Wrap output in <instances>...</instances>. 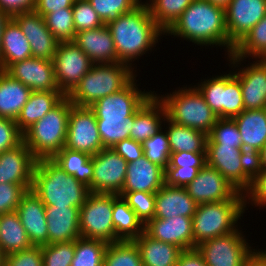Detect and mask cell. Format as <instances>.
<instances>
[{
	"instance_id": "64",
	"label": "cell",
	"mask_w": 266,
	"mask_h": 266,
	"mask_svg": "<svg viewBox=\"0 0 266 266\" xmlns=\"http://www.w3.org/2000/svg\"><path fill=\"white\" fill-rule=\"evenodd\" d=\"M207 1L225 9L231 0H207Z\"/></svg>"
},
{
	"instance_id": "2",
	"label": "cell",
	"mask_w": 266,
	"mask_h": 266,
	"mask_svg": "<svg viewBox=\"0 0 266 266\" xmlns=\"http://www.w3.org/2000/svg\"><path fill=\"white\" fill-rule=\"evenodd\" d=\"M117 53V62L128 64L152 50L165 32L152 18L148 6L141 2L132 11L107 24ZM150 49V50H149Z\"/></svg>"
},
{
	"instance_id": "40",
	"label": "cell",
	"mask_w": 266,
	"mask_h": 266,
	"mask_svg": "<svg viewBox=\"0 0 266 266\" xmlns=\"http://www.w3.org/2000/svg\"><path fill=\"white\" fill-rule=\"evenodd\" d=\"M103 266H143L139 249L133 240L109 243Z\"/></svg>"
},
{
	"instance_id": "17",
	"label": "cell",
	"mask_w": 266,
	"mask_h": 266,
	"mask_svg": "<svg viewBox=\"0 0 266 266\" xmlns=\"http://www.w3.org/2000/svg\"><path fill=\"white\" fill-rule=\"evenodd\" d=\"M5 72L32 91H59L53 60L30 57L11 64Z\"/></svg>"
},
{
	"instance_id": "15",
	"label": "cell",
	"mask_w": 266,
	"mask_h": 266,
	"mask_svg": "<svg viewBox=\"0 0 266 266\" xmlns=\"http://www.w3.org/2000/svg\"><path fill=\"white\" fill-rule=\"evenodd\" d=\"M266 14V0H231L225 8L228 40L236 46Z\"/></svg>"
},
{
	"instance_id": "39",
	"label": "cell",
	"mask_w": 266,
	"mask_h": 266,
	"mask_svg": "<svg viewBox=\"0 0 266 266\" xmlns=\"http://www.w3.org/2000/svg\"><path fill=\"white\" fill-rule=\"evenodd\" d=\"M136 111L125 118L97 119L100 139L104 148H113L118 142L130 138Z\"/></svg>"
},
{
	"instance_id": "27",
	"label": "cell",
	"mask_w": 266,
	"mask_h": 266,
	"mask_svg": "<svg viewBox=\"0 0 266 266\" xmlns=\"http://www.w3.org/2000/svg\"><path fill=\"white\" fill-rule=\"evenodd\" d=\"M241 148L206 146V164L216 169L234 188L242 193Z\"/></svg>"
},
{
	"instance_id": "26",
	"label": "cell",
	"mask_w": 266,
	"mask_h": 266,
	"mask_svg": "<svg viewBox=\"0 0 266 266\" xmlns=\"http://www.w3.org/2000/svg\"><path fill=\"white\" fill-rule=\"evenodd\" d=\"M198 204L188 194L186 188L163 185L156 193L153 219L171 217H193Z\"/></svg>"
},
{
	"instance_id": "56",
	"label": "cell",
	"mask_w": 266,
	"mask_h": 266,
	"mask_svg": "<svg viewBox=\"0 0 266 266\" xmlns=\"http://www.w3.org/2000/svg\"><path fill=\"white\" fill-rule=\"evenodd\" d=\"M244 194V207L246 209L247 200L251 201V205L256 207L266 206V170H262L250 183L249 188Z\"/></svg>"
},
{
	"instance_id": "36",
	"label": "cell",
	"mask_w": 266,
	"mask_h": 266,
	"mask_svg": "<svg viewBox=\"0 0 266 266\" xmlns=\"http://www.w3.org/2000/svg\"><path fill=\"white\" fill-rule=\"evenodd\" d=\"M166 130L171 153L187 151L192 153L206 152L208 135L200 130L173 123L168 118Z\"/></svg>"
},
{
	"instance_id": "38",
	"label": "cell",
	"mask_w": 266,
	"mask_h": 266,
	"mask_svg": "<svg viewBox=\"0 0 266 266\" xmlns=\"http://www.w3.org/2000/svg\"><path fill=\"white\" fill-rule=\"evenodd\" d=\"M194 0H149L150 14L157 25L166 32Z\"/></svg>"
},
{
	"instance_id": "51",
	"label": "cell",
	"mask_w": 266,
	"mask_h": 266,
	"mask_svg": "<svg viewBox=\"0 0 266 266\" xmlns=\"http://www.w3.org/2000/svg\"><path fill=\"white\" fill-rule=\"evenodd\" d=\"M242 193L250 186L251 181L263 170L261 151L249 147L241 148Z\"/></svg>"
},
{
	"instance_id": "54",
	"label": "cell",
	"mask_w": 266,
	"mask_h": 266,
	"mask_svg": "<svg viewBox=\"0 0 266 266\" xmlns=\"http://www.w3.org/2000/svg\"><path fill=\"white\" fill-rule=\"evenodd\" d=\"M23 142V133L15 120L0 117V153L13 149Z\"/></svg>"
},
{
	"instance_id": "43",
	"label": "cell",
	"mask_w": 266,
	"mask_h": 266,
	"mask_svg": "<svg viewBox=\"0 0 266 266\" xmlns=\"http://www.w3.org/2000/svg\"><path fill=\"white\" fill-rule=\"evenodd\" d=\"M45 24L59 42L73 41L76 31L72 8H62L44 17Z\"/></svg>"
},
{
	"instance_id": "14",
	"label": "cell",
	"mask_w": 266,
	"mask_h": 266,
	"mask_svg": "<svg viewBox=\"0 0 266 266\" xmlns=\"http://www.w3.org/2000/svg\"><path fill=\"white\" fill-rule=\"evenodd\" d=\"M134 78L120 91L100 98L90 108L97 119L125 118L131 116L153 93L151 90L142 92L138 89Z\"/></svg>"
},
{
	"instance_id": "44",
	"label": "cell",
	"mask_w": 266,
	"mask_h": 266,
	"mask_svg": "<svg viewBox=\"0 0 266 266\" xmlns=\"http://www.w3.org/2000/svg\"><path fill=\"white\" fill-rule=\"evenodd\" d=\"M195 87L218 118H224L225 74L205 79Z\"/></svg>"
},
{
	"instance_id": "21",
	"label": "cell",
	"mask_w": 266,
	"mask_h": 266,
	"mask_svg": "<svg viewBox=\"0 0 266 266\" xmlns=\"http://www.w3.org/2000/svg\"><path fill=\"white\" fill-rule=\"evenodd\" d=\"M254 62L233 72L241 85L244 110L266 108V59Z\"/></svg>"
},
{
	"instance_id": "55",
	"label": "cell",
	"mask_w": 266,
	"mask_h": 266,
	"mask_svg": "<svg viewBox=\"0 0 266 266\" xmlns=\"http://www.w3.org/2000/svg\"><path fill=\"white\" fill-rule=\"evenodd\" d=\"M206 165V152H175L170 154L167 167H181V169H202Z\"/></svg>"
},
{
	"instance_id": "30",
	"label": "cell",
	"mask_w": 266,
	"mask_h": 266,
	"mask_svg": "<svg viewBox=\"0 0 266 266\" xmlns=\"http://www.w3.org/2000/svg\"><path fill=\"white\" fill-rule=\"evenodd\" d=\"M32 57L29 41L19 25L10 18L5 24L1 39V70L5 71L11 64Z\"/></svg>"
},
{
	"instance_id": "33",
	"label": "cell",
	"mask_w": 266,
	"mask_h": 266,
	"mask_svg": "<svg viewBox=\"0 0 266 266\" xmlns=\"http://www.w3.org/2000/svg\"><path fill=\"white\" fill-rule=\"evenodd\" d=\"M113 225L115 242L138 238L144 232V224L128 206L122 196L113 194Z\"/></svg>"
},
{
	"instance_id": "35",
	"label": "cell",
	"mask_w": 266,
	"mask_h": 266,
	"mask_svg": "<svg viewBox=\"0 0 266 266\" xmlns=\"http://www.w3.org/2000/svg\"><path fill=\"white\" fill-rule=\"evenodd\" d=\"M32 247L16 211L0 215V249L4 255Z\"/></svg>"
},
{
	"instance_id": "41",
	"label": "cell",
	"mask_w": 266,
	"mask_h": 266,
	"mask_svg": "<svg viewBox=\"0 0 266 266\" xmlns=\"http://www.w3.org/2000/svg\"><path fill=\"white\" fill-rule=\"evenodd\" d=\"M108 242L100 239L78 238L71 266H103Z\"/></svg>"
},
{
	"instance_id": "66",
	"label": "cell",
	"mask_w": 266,
	"mask_h": 266,
	"mask_svg": "<svg viewBox=\"0 0 266 266\" xmlns=\"http://www.w3.org/2000/svg\"><path fill=\"white\" fill-rule=\"evenodd\" d=\"M4 257H5V255L3 254V252L0 249V266H4Z\"/></svg>"
},
{
	"instance_id": "65",
	"label": "cell",
	"mask_w": 266,
	"mask_h": 266,
	"mask_svg": "<svg viewBox=\"0 0 266 266\" xmlns=\"http://www.w3.org/2000/svg\"><path fill=\"white\" fill-rule=\"evenodd\" d=\"M261 160H262V169L266 170V144L265 147L261 150Z\"/></svg>"
},
{
	"instance_id": "63",
	"label": "cell",
	"mask_w": 266,
	"mask_h": 266,
	"mask_svg": "<svg viewBox=\"0 0 266 266\" xmlns=\"http://www.w3.org/2000/svg\"><path fill=\"white\" fill-rule=\"evenodd\" d=\"M11 16L7 13L4 12L0 9V70H1V39H2V33H3V28L5 24L9 21Z\"/></svg>"
},
{
	"instance_id": "9",
	"label": "cell",
	"mask_w": 266,
	"mask_h": 266,
	"mask_svg": "<svg viewBox=\"0 0 266 266\" xmlns=\"http://www.w3.org/2000/svg\"><path fill=\"white\" fill-rule=\"evenodd\" d=\"M246 241L241 230L237 228L229 234L199 243L196 249L207 266H242L254 250Z\"/></svg>"
},
{
	"instance_id": "18",
	"label": "cell",
	"mask_w": 266,
	"mask_h": 266,
	"mask_svg": "<svg viewBox=\"0 0 266 266\" xmlns=\"http://www.w3.org/2000/svg\"><path fill=\"white\" fill-rule=\"evenodd\" d=\"M36 161L24 142L0 153V184H18L31 190Z\"/></svg>"
},
{
	"instance_id": "52",
	"label": "cell",
	"mask_w": 266,
	"mask_h": 266,
	"mask_svg": "<svg viewBox=\"0 0 266 266\" xmlns=\"http://www.w3.org/2000/svg\"><path fill=\"white\" fill-rule=\"evenodd\" d=\"M28 191L18 184H0V215L16 211L22 196Z\"/></svg>"
},
{
	"instance_id": "3",
	"label": "cell",
	"mask_w": 266,
	"mask_h": 266,
	"mask_svg": "<svg viewBox=\"0 0 266 266\" xmlns=\"http://www.w3.org/2000/svg\"><path fill=\"white\" fill-rule=\"evenodd\" d=\"M45 206L81 208L89 187L67 174L52 158L36 161L31 189Z\"/></svg>"
},
{
	"instance_id": "57",
	"label": "cell",
	"mask_w": 266,
	"mask_h": 266,
	"mask_svg": "<svg viewBox=\"0 0 266 266\" xmlns=\"http://www.w3.org/2000/svg\"><path fill=\"white\" fill-rule=\"evenodd\" d=\"M200 169L165 168V185L185 188L198 175Z\"/></svg>"
},
{
	"instance_id": "60",
	"label": "cell",
	"mask_w": 266,
	"mask_h": 266,
	"mask_svg": "<svg viewBox=\"0 0 266 266\" xmlns=\"http://www.w3.org/2000/svg\"><path fill=\"white\" fill-rule=\"evenodd\" d=\"M36 0H0V9L10 16L35 9Z\"/></svg>"
},
{
	"instance_id": "50",
	"label": "cell",
	"mask_w": 266,
	"mask_h": 266,
	"mask_svg": "<svg viewBox=\"0 0 266 266\" xmlns=\"http://www.w3.org/2000/svg\"><path fill=\"white\" fill-rule=\"evenodd\" d=\"M72 10L76 33L95 29L104 25L97 12L87 0H75Z\"/></svg>"
},
{
	"instance_id": "61",
	"label": "cell",
	"mask_w": 266,
	"mask_h": 266,
	"mask_svg": "<svg viewBox=\"0 0 266 266\" xmlns=\"http://www.w3.org/2000/svg\"><path fill=\"white\" fill-rule=\"evenodd\" d=\"M176 266H207L202 255L196 248L183 250L179 255Z\"/></svg>"
},
{
	"instance_id": "20",
	"label": "cell",
	"mask_w": 266,
	"mask_h": 266,
	"mask_svg": "<svg viewBox=\"0 0 266 266\" xmlns=\"http://www.w3.org/2000/svg\"><path fill=\"white\" fill-rule=\"evenodd\" d=\"M16 212L32 246L48 245L45 205L32 190L22 196Z\"/></svg>"
},
{
	"instance_id": "49",
	"label": "cell",
	"mask_w": 266,
	"mask_h": 266,
	"mask_svg": "<svg viewBox=\"0 0 266 266\" xmlns=\"http://www.w3.org/2000/svg\"><path fill=\"white\" fill-rule=\"evenodd\" d=\"M75 241L42 246L43 266H71Z\"/></svg>"
},
{
	"instance_id": "45",
	"label": "cell",
	"mask_w": 266,
	"mask_h": 266,
	"mask_svg": "<svg viewBox=\"0 0 266 266\" xmlns=\"http://www.w3.org/2000/svg\"><path fill=\"white\" fill-rule=\"evenodd\" d=\"M104 25L135 9L141 0H87Z\"/></svg>"
},
{
	"instance_id": "58",
	"label": "cell",
	"mask_w": 266,
	"mask_h": 266,
	"mask_svg": "<svg viewBox=\"0 0 266 266\" xmlns=\"http://www.w3.org/2000/svg\"><path fill=\"white\" fill-rule=\"evenodd\" d=\"M113 149L118 153L127 163L133 162L138 158L144 156V150L141 143L127 138L118 142Z\"/></svg>"
},
{
	"instance_id": "37",
	"label": "cell",
	"mask_w": 266,
	"mask_h": 266,
	"mask_svg": "<svg viewBox=\"0 0 266 266\" xmlns=\"http://www.w3.org/2000/svg\"><path fill=\"white\" fill-rule=\"evenodd\" d=\"M52 159L67 174L90 187L93 178V156L63 147Z\"/></svg>"
},
{
	"instance_id": "59",
	"label": "cell",
	"mask_w": 266,
	"mask_h": 266,
	"mask_svg": "<svg viewBox=\"0 0 266 266\" xmlns=\"http://www.w3.org/2000/svg\"><path fill=\"white\" fill-rule=\"evenodd\" d=\"M75 0H36L35 11L44 17L45 15L62 10V8H72Z\"/></svg>"
},
{
	"instance_id": "28",
	"label": "cell",
	"mask_w": 266,
	"mask_h": 266,
	"mask_svg": "<svg viewBox=\"0 0 266 266\" xmlns=\"http://www.w3.org/2000/svg\"><path fill=\"white\" fill-rule=\"evenodd\" d=\"M65 97L61 91H32L15 121L19 130L24 133L55 108Z\"/></svg>"
},
{
	"instance_id": "29",
	"label": "cell",
	"mask_w": 266,
	"mask_h": 266,
	"mask_svg": "<svg viewBox=\"0 0 266 266\" xmlns=\"http://www.w3.org/2000/svg\"><path fill=\"white\" fill-rule=\"evenodd\" d=\"M31 93L29 87L0 70V117L16 121Z\"/></svg>"
},
{
	"instance_id": "13",
	"label": "cell",
	"mask_w": 266,
	"mask_h": 266,
	"mask_svg": "<svg viewBox=\"0 0 266 266\" xmlns=\"http://www.w3.org/2000/svg\"><path fill=\"white\" fill-rule=\"evenodd\" d=\"M188 194L199 205L229 199H244V194L234 188L216 169L205 165L186 187Z\"/></svg>"
},
{
	"instance_id": "25",
	"label": "cell",
	"mask_w": 266,
	"mask_h": 266,
	"mask_svg": "<svg viewBox=\"0 0 266 266\" xmlns=\"http://www.w3.org/2000/svg\"><path fill=\"white\" fill-rule=\"evenodd\" d=\"M167 118L163 102L154 92L137 110L134 117L130 138L143 143L162 128V121ZM162 120V121H161Z\"/></svg>"
},
{
	"instance_id": "12",
	"label": "cell",
	"mask_w": 266,
	"mask_h": 266,
	"mask_svg": "<svg viewBox=\"0 0 266 266\" xmlns=\"http://www.w3.org/2000/svg\"><path fill=\"white\" fill-rule=\"evenodd\" d=\"M128 163L113 148H103L93 156L90 193L119 194L125 183Z\"/></svg>"
},
{
	"instance_id": "11",
	"label": "cell",
	"mask_w": 266,
	"mask_h": 266,
	"mask_svg": "<svg viewBox=\"0 0 266 266\" xmlns=\"http://www.w3.org/2000/svg\"><path fill=\"white\" fill-rule=\"evenodd\" d=\"M64 148L84 152L90 156L104 148L96 115L90 107L71 106Z\"/></svg>"
},
{
	"instance_id": "23",
	"label": "cell",
	"mask_w": 266,
	"mask_h": 266,
	"mask_svg": "<svg viewBox=\"0 0 266 266\" xmlns=\"http://www.w3.org/2000/svg\"><path fill=\"white\" fill-rule=\"evenodd\" d=\"M73 42L94 64L117 62L112 34L107 25L77 32Z\"/></svg>"
},
{
	"instance_id": "8",
	"label": "cell",
	"mask_w": 266,
	"mask_h": 266,
	"mask_svg": "<svg viewBox=\"0 0 266 266\" xmlns=\"http://www.w3.org/2000/svg\"><path fill=\"white\" fill-rule=\"evenodd\" d=\"M112 212L113 194L90 193L79 210L81 237L115 242Z\"/></svg>"
},
{
	"instance_id": "34",
	"label": "cell",
	"mask_w": 266,
	"mask_h": 266,
	"mask_svg": "<svg viewBox=\"0 0 266 266\" xmlns=\"http://www.w3.org/2000/svg\"><path fill=\"white\" fill-rule=\"evenodd\" d=\"M266 59V14L243 39L235 46L229 58L232 68H238L241 61L248 57ZM238 64V65H237Z\"/></svg>"
},
{
	"instance_id": "46",
	"label": "cell",
	"mask_w": 266,
	"mask_h": 266,
	"mask_svg": "<svg viewBox=\"0 0 266 266\" xmlns=\"http://www.w3.org/2000/svg\"><path fill=\"white\" fill-rule=\"evenodd\" d=\"M144 156L164 169L169 165L170 147L166 130L160 129L142 143Z\"/></svg>"
},
{
	"instance_id": "10",
	"label": "cell",
	"mask_w": 266,
	"mask_h": 266,
	"mask_svg": "<svg viewBox=\"0 0 266 266\" xmlns=\"http://www.w3.org/2000/svg\"><path fill=\"white\" fill-rule=\"evenodd\" d=\"M59 91L68 96L94 64L73 42H59L53 58Z\"/></svg>"
},
{
	"instance_id": "32",
	"label": "cell",
	"mask_w": 266,
	"mask_h": 266,
	"mask_svg": "<svg viewBox=\"0 0 266 266\" xmlns=\"http://www.w3.org/2000/svg\"><path fill=\"white\" fill-rule=\"evenodd\" d=\"M233 119L241 135L242 147L261 151L266 144V108L243 110Z\"/></svg>"
},
{
	"instance_id": "53",
	"label": "cell",
	"mask_w": 266,
	"mask_h": 266,
	"mask_svg": "<svg viewBox=\"0 0 266 266\" xmlns=\"http://www.w3.org/2000/svg\"><path fill=\"white\" fill-rule=\"evenodd\" d=\"M4 266H43L42 247L16 251L4 257Z\"/></svg>"
},
{
	"instance_id": "42",
	"label": "cell",
	"mask_w": 266,
	"mask_h": 266,
	"mask_svg": "<svg viewBox=\"0 0 266 266\" xmlns=\"http://www.w3.org/2000/svg\"><path fill=\"white\" fill-rule=\"evenodd\" d=\"M206 146L242 148L241 135L234 119L218 118L208 134Z\"/></svg>"
},
{
	"instance_id": "5",
	"label": "cell",
	"mask_w": 266,
	"mask_h": 266,
	"mask_svg": "<svg viewBox=\"0 0 266 266\" xmlns=\"http://www.w3.org/2000/svg\"><path fill=\"white\" fill-rule=\"evenodd\" d=\"M72 105L66 96L23 133V142L37 160L53 158L64 147Z\"/></svg>"
},
{
	"instance_id": "62",
	"label": "cell",
	"mask_w": 266,
	"mask_h": 266,
	"mask_svg": "<svg viewBox=\"0 0 266 266\" xmlns=\"http://www.w3.org/2000/svg\"><path fill=\"white\" fill-rule=\"evenodd\" d=\"M260 250V251H259ZM253 250L242 266H266V250Z\"/></svg>"
},
{
	"instance_id": "47",
	"label": "cell",
	"mask_w": 266,
	"mask_h": 266,
	"mask_svg": "<svg viewBox=\"0 0 266 266\" xmlns=\"http://www.w3.org/2000/svg\"><path fill=\"white\" fill-rule=\"evenodd\" d=\"M118 195L123 197L144 225L154 218L155 193L134 191L120 192Z\"/></svg>"
},
{
	"instance_id": "48",
	"label": "cell",
	"mask_w": 266,
	"mask_h": 266,
	"mask_svg": "<svg viewBox=\"0 0 266 266\" xmlns=\"http://www.w3.org/2000/svg\"><path fill=\"white\" fill-rule=\"evenodd\" d=\"M225 75L224 118L233 119L244 110L239 79L231 73Z\"/></svg>"
},
{
	"instance_id": "19",
	"label": "cell",
	"mask_w": 266,
	"mask_h": 266,
	"mask_svg": "<svg viewBox=\"0 0 266 266\" xmlns=\"http://www.w3.org/2000/svg\"><path fill=\"white\" fill-rule=\"evenodd\" d=\"M144 232L154 240L174 244L182 250L194 249L192 217L151 219L144 225Z\"/></svg>"
},
{
	"instance_id": "7",
	"label": "cell",
	"mask_w": 266,
	"mask_h": 266,
	"mask_svg": "<svg viewBox=\"0 0 266 266\" xmlns=\"http://www.w3.org/2000/svg\"><path fill=\"white\" fill-rule=\"evenodd\" d=\"M244 208V199L199 204L192 217L194 248L205 240L234 232Z\"/></svg>"
},
{
	"instance_id": "31",
	"label": "cell",
	"mask_w": 266,
	"mask_h": 266,
	"mask_svg": "<svg viewBox=\"0 0 266 266\" xmlns=\"http://www.w3.org/2000/svg\"><path fill=\"white\" fill-rule=\"evenodd\" d=\"M133 241L139 249L143 266H176L183 251L174 244L154 240L145 232Z\"/></svg>"
},
{
	"instance_id": "24",
	"label": "cell",
	"mask_w": 266,
	"mask_h": 266,
	"mask_svg": "<svg viewBox=\"0 0 266 266\" xmlns=\"http://www.w3.org/2000/svg\"><path fill=\"white\" fill-rule=\"evenodd\" d=\"M79 208L45 206L48 245L76 241L79 231Z\"/></svg>"
},
{
	"instance_id": "1",
	"label": "cell",
	"mask_w": 266,
	"mask_h": 266,
	"mask_svg": "<svg viewBox=\"0 0 266 266\" xmlns=\"http://www.w3.org/2000/svg\"><path fill=\"white\" fill-rule=\"evenodd\" d=\"M165 34L199 46H223L228 56L235 48L228 40L225 9L207 0H194Z\"/></svg>"
},
{
	"instance_id": "6",
	"label": "cell",
	"mask_w": 266,
	"mask_h": 266,
	"mask_svg": "<svg viewBox=\"0 0 266 266\" xmlns=\"http://www.w3.org/2000/svg\"><path fill=\"white\" fill-rule=\"evenodd\" d=\"M157 97L165 105L167 118L178 125L197 129L208 135L218 119L195 86H184L170 95Z\"/></svg>"
},
{
	"instance_id": "22",
	"label": "cell",
	"mask_w": 266,
	"mask_h": 266,
	"mask_svg": "<svg viewBox=\"0 0 266 266\" xmlns=\"http://www.w3.org/2000/svg\"><path fill=\"white\" fill-rule=\"evenodd\" d=\"M165 184V169L150 162L145 156L128 163L121 192L157 193Z\"/></svg>"
},
{
	"instance_id": "4",
	"label": "cell",
	"mask_w": 266,
	"mask_h": 266,
	"mask_svg": "<svg viewBox=\"0 0 266 266\" xmlns=\"http://www.w3.org/2000/svg\"><path fill=\"white\" fill-rule=\"evenodd\" d=\"M134 71L122 62L93 64L67 97L73 105L90 107L100 98L125 88L137 77Z\"/></svg>"
},
{
	"instance_id": "16",
	"label": "cell",
	"mask_w": 266,
	"mask_h": 266,
	"mask_svg": "<svg viewBox=\"0 0 266 266\" xmlns=\"http://www.w3.org/2000/svg\"><path fill=\"white\" fill-rule=\"evenodd\" d=\"M11 18L29 41L32 57L53 60L59 41L47 28L43 17L32 10L17 13Z\"/></svg>"
}]
</instances>
